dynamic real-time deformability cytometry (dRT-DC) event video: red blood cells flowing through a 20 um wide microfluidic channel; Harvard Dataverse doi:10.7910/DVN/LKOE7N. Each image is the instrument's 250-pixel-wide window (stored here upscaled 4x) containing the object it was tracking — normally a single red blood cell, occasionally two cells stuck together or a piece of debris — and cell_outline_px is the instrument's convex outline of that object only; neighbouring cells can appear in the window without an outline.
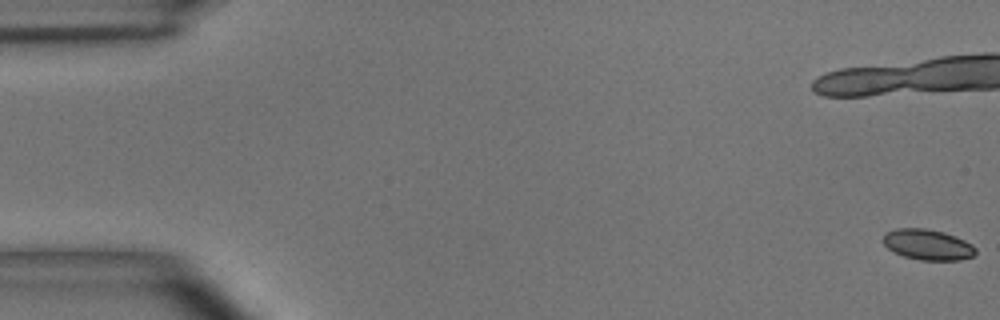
{"species": "common noctule bat (a hibernating species)", "species_latin": "Nyctalus noctula", "temperature_condition": "room temperature", "stored_images_in_passage": 53, "camera_frame_rate_fps": 3000, "um_per_image_px": 0.085, "animal": {"sex": "male", "body_mass_g": 15.6}, "frame": {"image": 1, "passage_image": 1, "time_ms": 0.0, "image_size_px": [1000, 320], "cell_outline_px": [[976, 252], [972, 256], [960, 260], [920, 260], [904, 256], [888, 248], [884, 244], [884, 236], [888, 232], [896, 228], [924, 228], [944, 232], [956, 236], [972, 244], [976, 248]], "centroid_in_image_um": [78.89, 20.79], "position_along_channel_um": 6.1, "area_um2": 16.36}, "authors_computed_cell_mechanics": {"area_um2": 16.9354, "velocity_mm_per_s": 3.5924, "shape_relaxation_time_tau1_ms": 2.9036, "shape_relaxation_time_tau2_ms": 4.3505, "deformation_change_tau1": 0.0568, "deformation_change_tau2": 0.0632}}